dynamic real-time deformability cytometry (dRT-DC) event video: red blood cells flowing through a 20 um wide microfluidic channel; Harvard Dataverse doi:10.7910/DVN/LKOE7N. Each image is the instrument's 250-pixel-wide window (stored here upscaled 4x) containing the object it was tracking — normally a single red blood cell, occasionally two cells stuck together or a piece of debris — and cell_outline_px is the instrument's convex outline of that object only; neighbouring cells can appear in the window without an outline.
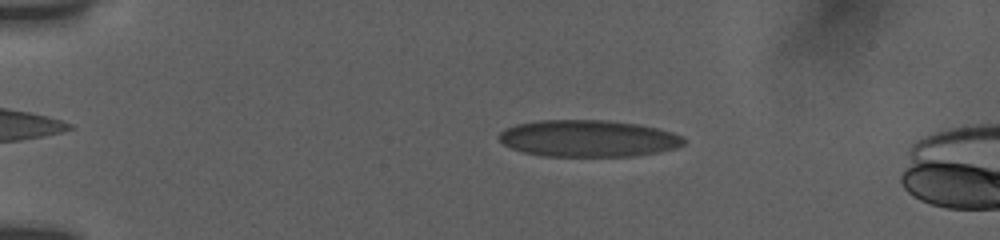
{"species": "human", "species_latin": "Homo sapiens", "temperature_condition": "room temperature", "stored_images_in_passage": 15, "camera_frame_rate_fps": 3000, "um_per_image_px": 0.085, "donor": {"sex": "female"}, "frame": {"image": 1, "passage_image": 10, "time_ms": 3.0, "image_size_px": [1000, 240], "cell_outline_px": [[684, 144], [672, 148], [652, 152], [628, 156], [548, 156], [528, 152], [504, 144], [500, 140], [500, 132], [508, 128], [520, 124], [544, 120], [604, 120], [632, 124], [656, 128], [680, 136], [684, 140]], "centroid_in_image_um": [49.98, 11.76], "position_along_channel_um": 35.0, "area_um2": 38.21}}